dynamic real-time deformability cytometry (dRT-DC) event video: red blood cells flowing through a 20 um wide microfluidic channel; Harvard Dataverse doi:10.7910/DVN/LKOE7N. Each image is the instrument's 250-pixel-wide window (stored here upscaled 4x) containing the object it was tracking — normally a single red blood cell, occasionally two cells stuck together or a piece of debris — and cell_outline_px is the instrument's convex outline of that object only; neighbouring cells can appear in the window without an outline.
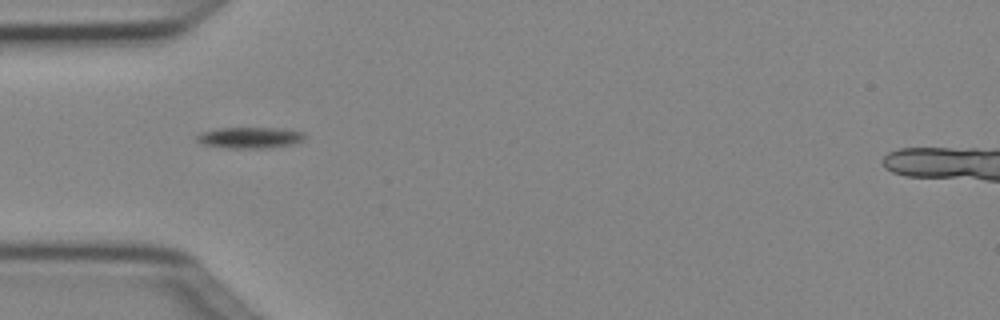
{"species": "Egyptian fruit bat (a non-hibernating species)", "species_latin": "Rousettus aegyptiacus", "temperature_condition": "cold", "stored_images_in_passage": 6, "camera_frame_rate_fps": 3000, "um_per_image_px": 0.085, "animal": {"sex": "female"}, "frame": {"image": 1, "passage_image": 1, "time_ms": 0.0, "image_size_px": [1000, 320], "cell_outline_px": [[304, 140], [292, 144], [268, 148], [224, 148], [204, 144], [196, 140], [196, 136], [200, 132], [220, 128], [276, 128], [304, 132]], "centroid_in_image_um": [21.22, 11.7], "position_along_channel_um": 63.8, "area_um2": 13.24}}
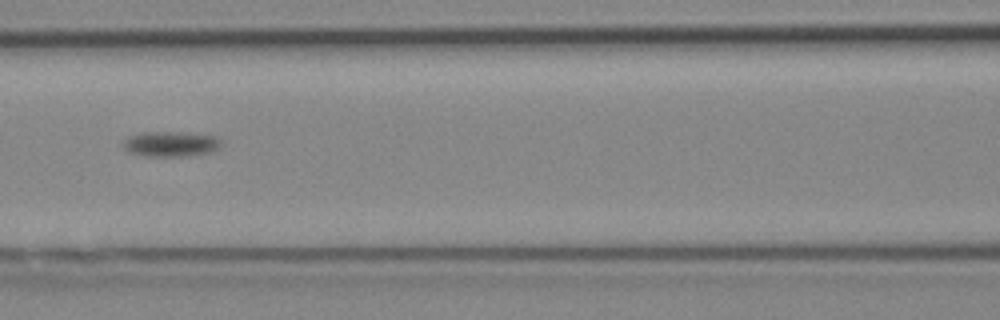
{"frame": {"image": 2, "passage_image": 3, "time_ms": 0.667, "image_size_px": [1000, 320], "cell_outline_px": [[224, 144], [220, 148], [212, 152], [188, 156], [144, 156], [128, 152], [120, 144], [128, 136], [140, 132], [184, 132], [216, 136]], "centroid_in_image_um": [14.52, 12.23], "position_along_channel_um": 152.1, "area_um2": 14.8}}
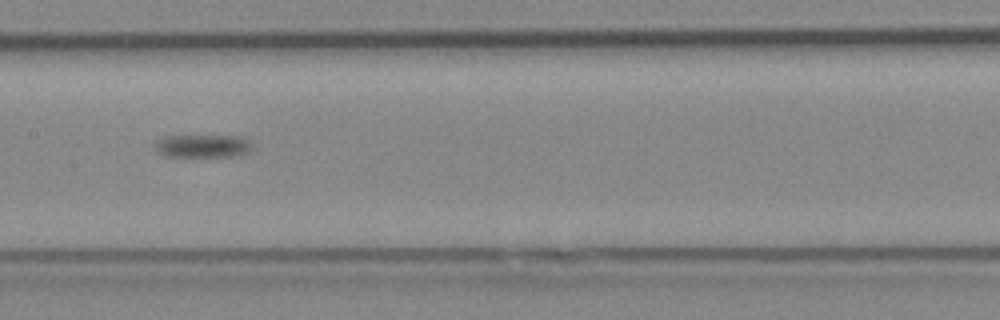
{"frame": {"image": 3, "passage_image": 4, "time_ms": 1.0, "image_size_px": [1000, 320], "cell_outline_px": [[252, 144], [248, 152], [236, 156], [164, 156], [156, 152], [152, 144], [152, 140], [164, 136], [240, 136], [248, 140]], "centroid_in_image_um": [17.12, 12.4], "position_along_channel_um": 190.3, "area_um2": 13.24}}